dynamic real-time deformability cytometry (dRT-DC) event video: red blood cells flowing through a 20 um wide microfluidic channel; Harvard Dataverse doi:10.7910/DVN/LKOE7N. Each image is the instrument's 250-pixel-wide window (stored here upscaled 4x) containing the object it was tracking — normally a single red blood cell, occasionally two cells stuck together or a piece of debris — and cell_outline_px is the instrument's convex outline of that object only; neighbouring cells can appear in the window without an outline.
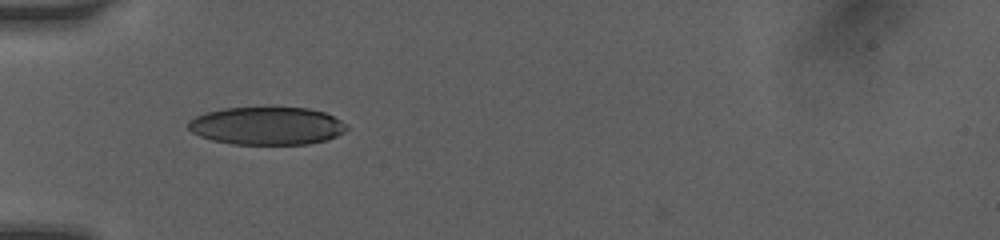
{"species": "human", "species_latin": "Homo sapiens", "temperature_condition": "room temperature", "stored_images_in_passage": 27, "camera_frame_rate_fps": 3000, "um_per_image_px": 0.085, "donor": {"sex": "female"}, "frame": {"image": 1, "passage_image": 1, "time_ms": 0.0, "image_size_px": [1000, 240], "cell_outline_px": [[348, 128], [344, 132], [336, 136], [324, 140], [308, 144], [232, 144], [212, 140], [200, 136], [192, 132], [188, 128], [188, 120], [204, 112], [224, 108], [308, 108], [324, 112], [348, 124]], "centroid_in_image_um": [22.67, 10.7], "position_along_channel_um": 62.3, "area_um2": 34.91}}
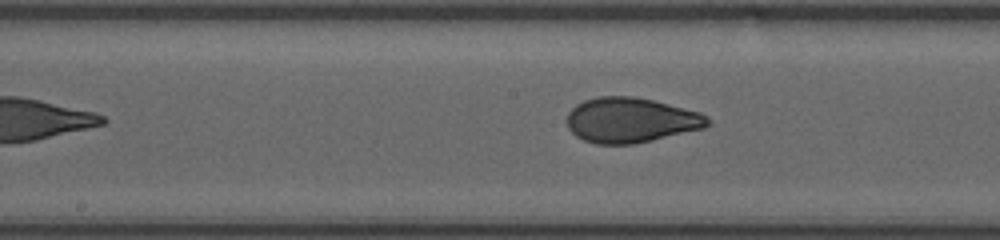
{"frame": {"image": 2, "passage_image": 13, "time_ms": 3.333, "image_size_px": [1000, 240], "cell_outline_px": [[708, 124], [704, 128], [652, 140], [632, 144], [596, 144], [584, 140], [576, 136], [568, 128], [568, 112], [576, 104], [584, 100], [600, 96], [632, 96], [652, 100], [700, 112], [708, 120]], "centroid_in_image_um": [53.58, 10.21], "position_along_channel_um": 194.6, "area_um2": 36.59}}
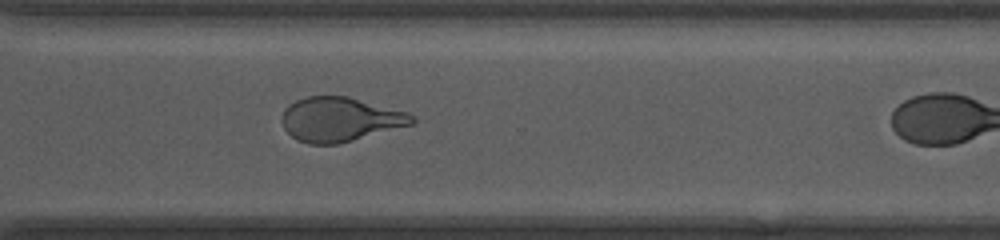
{"frame": {"image": 3, "passage_image": 22, "time_ms": 5.667, "image_size_px": [1000, 240], "cell_outline_px": [[416, 120], [412, 124], [352, 140], [336, 144], [308, 144], [296, 140], [284, 128], [280, 120], [284, 108], [288, 104], [296, 100], [308, 96], [348, 96], [408, 112]], "centroid_in_image_um": [28.85, 10.14], "position_along_channel_um": 341.8, "area_um2": 33.52}}